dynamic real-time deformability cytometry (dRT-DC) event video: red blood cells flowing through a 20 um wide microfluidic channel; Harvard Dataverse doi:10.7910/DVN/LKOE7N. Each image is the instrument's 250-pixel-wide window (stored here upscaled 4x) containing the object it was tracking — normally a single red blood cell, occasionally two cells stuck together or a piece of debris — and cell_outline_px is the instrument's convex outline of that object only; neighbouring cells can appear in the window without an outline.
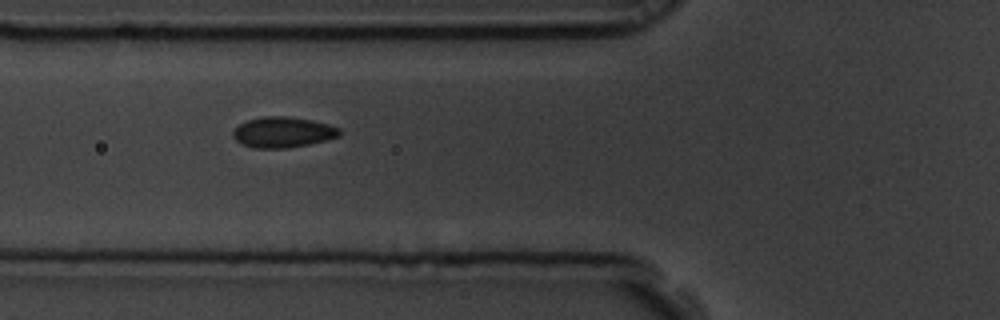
{"species": "common noctule bat (a hibernating species)", "species_latin": "Nyctalus noctula", "temperature_condition": "room temperature", "stored_images_in_passage": 7, "camera_frame_rate_fps": 3000, "um_per_image_px": 0.085, "animal": {"sex": "male", "body_mass_g": 19.5, "forearm_length_mm": 54.6}, "frame": {"image": 1, "passage_image": 2, "time_ms": 0.333, "image_size_px": [1000, 320], "cell_outline_px": [[340, 136], [308, 144], [288, 148], [252, 148], [236, 140], [232, 136], [232, 132], [240, 124], [248, 120], [264, 116], [288, 116], [312, 120], [328, 124], [340, 128]], "centroid_in_image_um": [24.04, 11.23], "position_along_channel_um": 101.8, "area_um2": 18.9}}
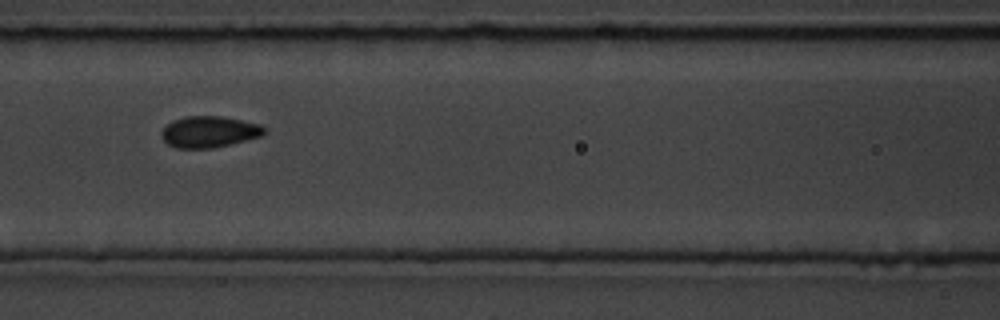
{"frame": {"image": 2, "passage_image": 3, "time_ms": 0.667, "image_size_px": [1000, 320], "cell_outline_px": [[268, 132], [264, 136], [212, 148], [176, 148], [168, 144], [160, 136], [160, 132], [172, 120], [184, 116], [224, 116], [260, 124], [268, 128]], "centroid_in_image_um": [17.83, 11.19], "position_along_channel_um": 148.8, "area_um2": 19.07}}
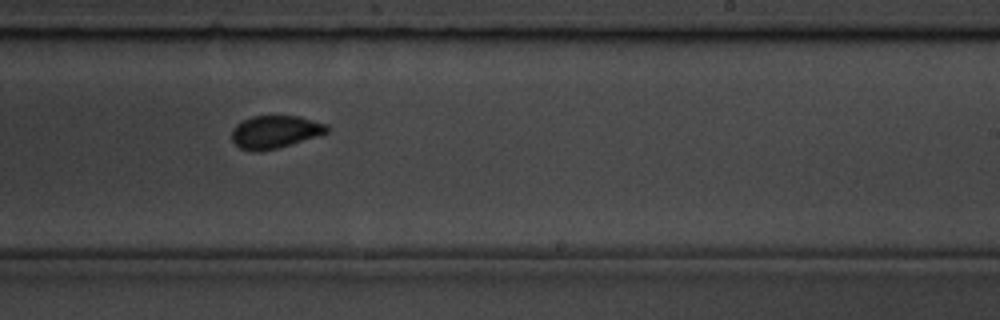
{"frame": {"image": 3, "passage_image": 6, "time_ms": 1.667, "image_size_px": [1000, 320], "cell_outline_px": [[328, 132], [320, 136], [276, 148], [260, 152], [252, 152], [240, 148], [232, 140], [232, 128], [236, 124], [252, 116], [300, 116], [328, 124]], "centroid_in_image_um": [23.39, 11.21], "position_along_channel_um": 265.6, "area_um2": 18.32}}